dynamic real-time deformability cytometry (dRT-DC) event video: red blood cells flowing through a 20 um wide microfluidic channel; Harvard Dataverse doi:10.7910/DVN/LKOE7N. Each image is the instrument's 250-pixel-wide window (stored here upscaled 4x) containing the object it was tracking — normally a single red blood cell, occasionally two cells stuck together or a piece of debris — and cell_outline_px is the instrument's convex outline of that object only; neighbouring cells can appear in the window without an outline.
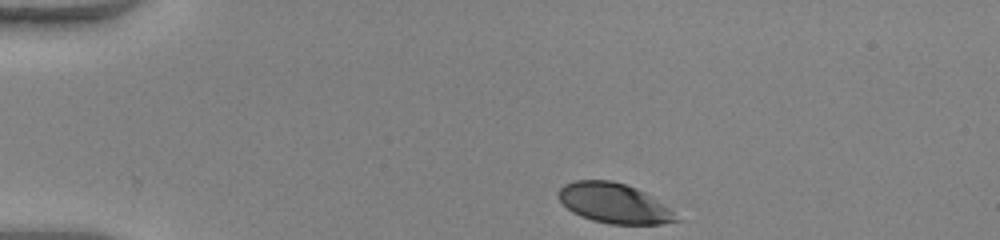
{"species": "human", "species_latin": "Homo sapiens", "temperature_condition": "warm", "stored_images_in_passage": 35, "camera_frame_rate_fps": 3000, "um_per_image_px": 0.085, "donor": {"sex": "female"}, "frame": {"image": 1, "passage_image": 1, "time_ms": 0.0, "image_size_px": [1000, 240], "cell_outline_px": [[684, 220], [660, 224], [608, 224], [592, 220], [580, 216], [572, 212], [560, 200], [560, 188], [564, 184], [576, 180], [612, 180], [636, 188], [644, 192], [668, 208]], "centroid_in_image_um": [52.21, 17.29], "position_along_channel_um": 32.8, "area_um2": 27.17}}
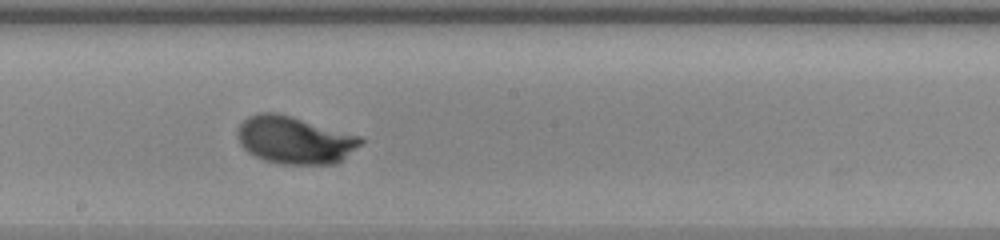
{"frame": {"image": 2, "passage_image": 20, "time_ms": 6.333, "image_size_px": [1000, 240], "cell_outline_px": [[364, 144], [340, 160], [332, 164], [280, 164], [264, 160], [248, 152], [240, 144], [236, 132], [240, 124], [248, 116], [260, 112], [276, 112], [292, 116], [364, 136]], "centroid_in_image_um": [25.08, 11.89], "position_along_channel_um": 223.1, "area_um2": 34.45}}
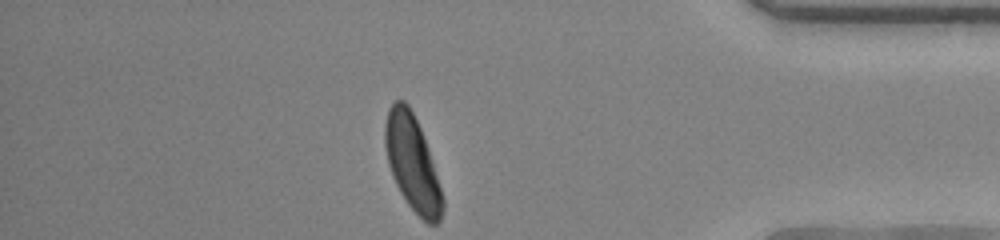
{"frame": {"image": 3, "passage_image": 35, "time_ms": 11.333, "image_size_px": [1000, 240], "cell_outline_px": [[444, 208], [440, 220], [436, 224], [428, 224], [408, 204], [400, 192], [392, 176], [388, 164], [384, 144], [384, 124], [388, 108], [396, 100], [404, 100], [408, 104], [420, 128], [428, 148], [444, 200]], "centroid_in_image_um": [35.03, 13.85], "position_along_channel_um": 400.2, "area_um2": 31.67}, "authors_computed_cell_mechanics": {"area_um2": 32.368, "velocity_mm_per_s": 4.0882, "shape_relaxation_time_tau1_ms": 2.1949, "shape_relaxation_time_tau2_ms": null, "deformation_change_tau1": 0.1588, "deformation_change_tau2": null}}